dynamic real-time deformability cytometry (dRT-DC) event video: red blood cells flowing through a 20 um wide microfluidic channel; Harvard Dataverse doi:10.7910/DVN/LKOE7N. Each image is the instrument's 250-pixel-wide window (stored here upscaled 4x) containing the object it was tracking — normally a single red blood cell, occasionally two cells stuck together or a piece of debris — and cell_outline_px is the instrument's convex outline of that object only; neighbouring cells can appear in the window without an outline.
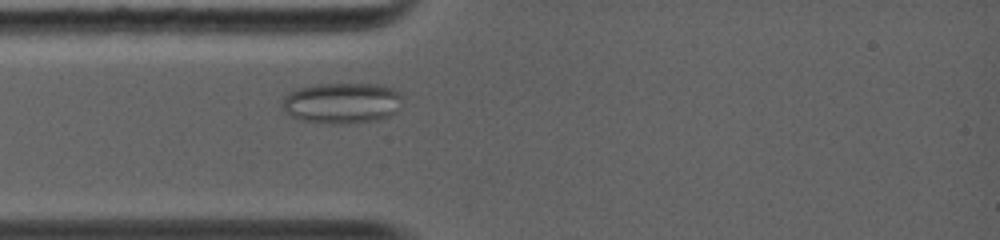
{"species": "common noctule bat (a hibernating species)", "species_latin": "Nyctalus noctula", "temperature_condition": "warm", "stored_images_in_passage": 46, "camera_frame_rate_fps": 5000, "um_per_image_px": 0.085, "animal": {"sex": "female", "body_mass_g": 19.0, "forearm_length_mm": 56.7}, "frame": {"image": 1, "passage_image": 10, "time_ms": 2.4, "image_size_px": [1000, 240], "cell_outline_px": [[404, 96], [400, 108], [396, 112], [388, 116], [376, 120], [344, 124], [332, 124], [300, 120], [292, 116], [284, 108], [284, 96], [300, 88], [316, 84], [376, 84], [392, 88]], "centroid_in_image_um": [29.14, 8.76], "position_along_channel_um": 55.9, "area_um2": 28.5}}
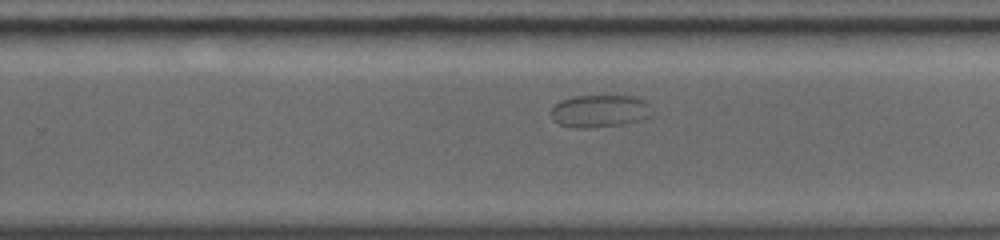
{"frame": {"image": 2, "passage_image": 27, "time_ms": 7.8, "image_size_px": [1000, 240], "cell_outline_px": [[648, 116], [636, 120], [620, 124], [584, 128], [572, 128], [560, 124], [548, 112], [560, 100], [576, 96], [636, 96], [644, 100], [648, 104]], "centroid_in_image_um": [50.89, 9.42], "position_along_channel_um": 278.9, "area_um2": 18.61}}
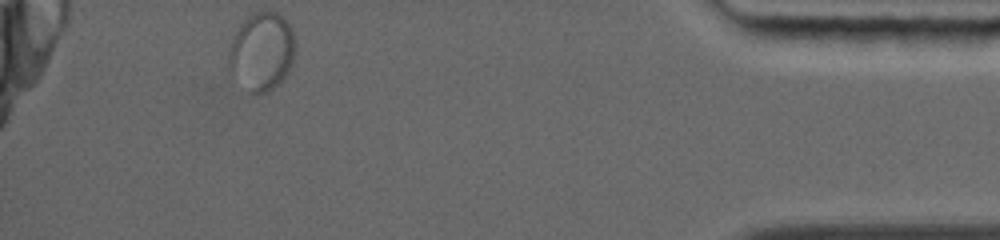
{"frame": {"image": 3, "passage_image": 46, "time_ms": 12.6, "image_size_px": [1000, 240], "cell_outline_px": [[296, 52], [288, 72], [272, 88], [256, 96], [232, 72], [228, 64], [228, 52], [232, 36], [240, 24], [252, 12], [276, 12], [292, 28]], "centroid_in_image_um": [22.25, 4.34], "position_along_channel_um": 413.0, "area_um2": 29.88}}